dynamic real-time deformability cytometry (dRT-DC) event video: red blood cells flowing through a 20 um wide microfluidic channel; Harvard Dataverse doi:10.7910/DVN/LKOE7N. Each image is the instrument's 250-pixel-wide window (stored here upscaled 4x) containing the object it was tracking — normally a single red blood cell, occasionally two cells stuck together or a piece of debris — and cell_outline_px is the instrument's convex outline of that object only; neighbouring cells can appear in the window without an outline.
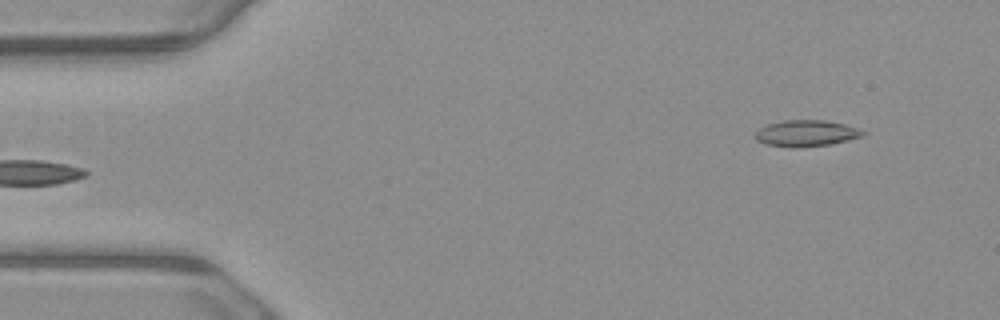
{"species": "common noctule bat (a hibernating species)", "species_latin": "Nyctalus noctula", "temperature_condition": "warm", "stored_images_in_passage": 5, "segment_of_instrument_passage": [2, 2], "camera_frame_rate_fps": 3000, "um_per_image_px": 0.085, "animal": {"sex": "male", "body_mass_g": 23.1, "forearm_length_mm": 52.7}, "frame": {"image": 1, "passage_image": 5, "time_ms": 1.333, "image_size_px": [1000, 320], "cell_outline_px": [[868, 132], [864, 136], [848, 140], [828, 144], [796, 148], [792, 148], [764, 144], [756, 140], [752, 136], [760, 128], [768, 124], [784, 120], [824, 120], [844, 124]], "centroid_in_image_um": [68.5, 11.33], "position_along_channel_um": 16.5, "area_um2": 16.59}}